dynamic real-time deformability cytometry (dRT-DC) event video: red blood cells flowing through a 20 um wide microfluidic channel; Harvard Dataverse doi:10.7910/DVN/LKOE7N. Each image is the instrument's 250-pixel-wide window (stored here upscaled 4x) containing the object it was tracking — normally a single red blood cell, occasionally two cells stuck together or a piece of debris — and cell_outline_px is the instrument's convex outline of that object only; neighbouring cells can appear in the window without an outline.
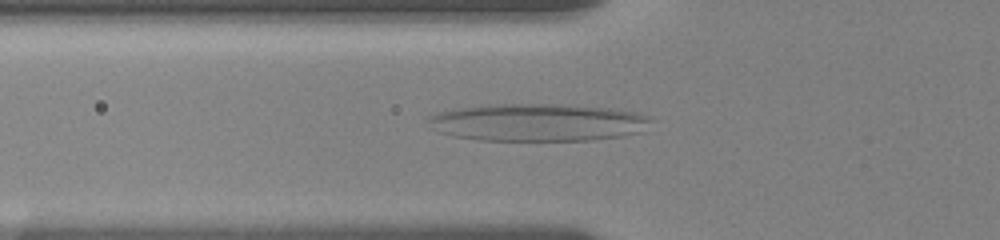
{"species": "human", "species_latin": "Homo sapiens", "temperature_condition": "room temperature", "stored_images_in_passage": 46, "camera_frame_rate_fps": 3000, "um_per_image_px": 0.085, "donor": {"sex": "female"}, "frame": {"image": 1, "passage_image": 10, "time_ms": 3.0, "image_size_px": [1000, 240], "cell_outline_px": [[652, 120], [640, 132], [624, 136], [592, 140], [480, 140], [452, 136], [436, 132], [428, 120], [428, 116], [436, 112], [456, 108], [488, 104], [560, 104], [612, 108], [636, 112], [652, 116]], "centroid_in_image_um": [45.7, 10.4], "position_along_channel_um": 80.1, "area_um2": 49.13}}
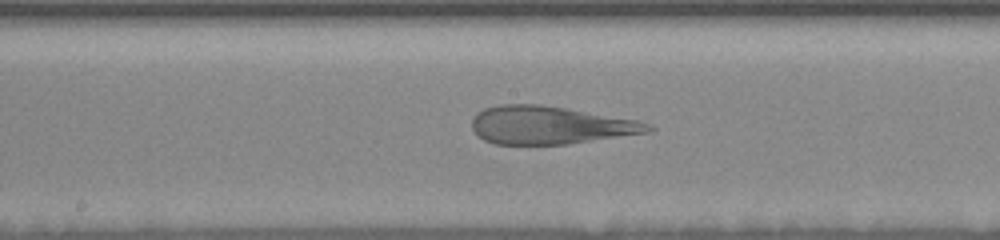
{"frame": {"image": 2, "passage_image": 20, "time_ms": 6.333, "image_size_px": [1000, 240], "cell_outline_px": [[656, 128], [652, 132], [568, 144], [496, 144], [484, 140], [472, 128], [472, 120], [476, 112], [484, 108], [500, 104], [540, 104], [636, 120], [652, 124]], "centroid_in_image_um": [46.77, 10.64], "position_along_channel_um": 201.4, "area_um2": 38.9}}
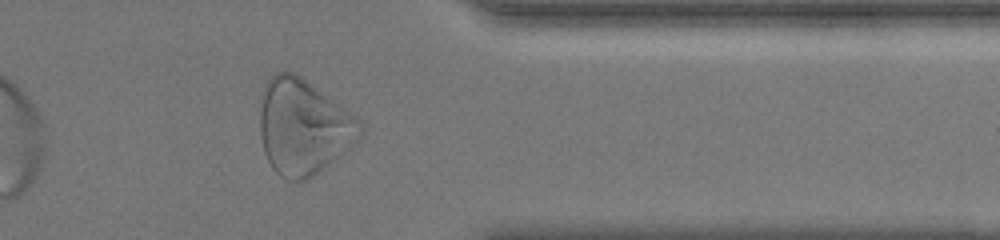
{"frame": {"image": 3, "passage_image": 36, "time_ms": 11.667, "image_size_px": [1000, 240], "cell_outline_px": [[364, 128], [360, 140], [352, 148], [308, 180], [288, 180], [280, 176], [272, 168], [264, 152], [260, 136], [260, 108], [264, 84], [268, 76], [276, 72], [292, 72], [300, 76], [356, 116], [360, 120]], "centroid_in_image_um": [25.8, 10.81], "position_along_channel_um": 385.6, "area_um2": 56.18}}